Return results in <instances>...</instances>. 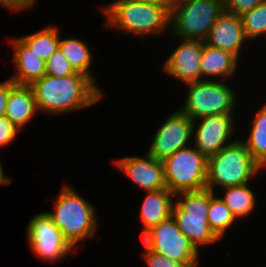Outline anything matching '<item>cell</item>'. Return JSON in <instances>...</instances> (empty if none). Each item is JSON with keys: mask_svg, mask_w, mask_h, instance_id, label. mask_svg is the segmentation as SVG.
Returning <instances> with one entry per match:
<instances>
[{"mask_svg": "<svg viewBox=\"0 0 266 267\" xmlns=\"http://www.w3.org/2000/svg\"><path fill=\"white\" fill-rule=\"evenodd\" d=\"M208 223L211 230L221 240L227 229L236 221L229 207L221 197L213 195L207 213Z\"/></svg>", "mask_w": 266, "mask_h": 267, "instance_id": "obj_24", "label": "cell"}, {"mask_svg": "<svg viewBox=\"0 0 266 267\" xmlns=\"http://www.w3.org/2000/svg\"><path fill=\"white\" fill-rule=\"evenodd\" d=\"M175 196L169 189L146 192V196L140 209V220L143 223V235L151 227L166 221L172 216V207Z\"/></svg>", "mask_w": 266, "mask_h": 267, "instance_id": "obj_17", "label": "cell"}, {"mask_svg": "<svg viewBox=\"0 0 266 267\" xmlns=\"http://www.w3.org/2000/svg\"><path fill=\"white\" fill-rule=\"evenodd\" d=\"M224 11L223 0H188L171 8L173 33L182 39L205 41Z\"/></svg>", "mask_w": 266, "mask_h": 267, "instance_id": "obj_6", "label": "cell"}, {"mask_svg": "<svg viewBox=\"0 0 266 267\" xmlns=\"http://www.w3.org/2000/svg\"><path fill=\"white\" fill-rule=\"evenodd\" d=\"M14 85L11 79L0 83V117L5 115L9 92Z\"/></svg>", "mask_w": 266, "mask_h": 267, "instance_id": "obj_30", "label": "cell"}, {"mask_svg": "<svg viewBox=\"0 0 266 267\" xmlns=\"http://www.w3.org/2000/svg\"><path fill=\"white\" fill-rule=\"evenodd\" d=\"M36 112L38 107L31 86L15 84L9 92L5 116L22 129Z\"/></svg>", "mask_w": 266, "mask_h": 267, "instance_id": "obj_18", "label": "cell"}, {"mask_svg": "<svg viewBox=\"0 0 266 267\" xmlns=\"http://www.w3.org/2000/svg\"><path fill=\"white\" fill-rule=\"evenodd\" d=\"M162 162L166 186L172 193L206 189L207 158L194 146L179 149Z\"/></svg>", "mask_w": 266, "mask_h": 267, "instance_id": "obj_7", "label": "cell"}, {"mask_svg": "<svg viewBox=\"0 0 266 267\" xmlns=\"http://www.w3.org/2000/svg\"><path fill=\"white\" fill-rule=\"evenodd\" d=\"M54 204L55 212H46L72 246L92 237L97 229L96 210L74 188L65 185Z\"/></svg>", "mask_w": 266, "mask_h": 267, "instance_id": "obj_3", "label": "cell"}, {"mask_svg": "<svg viewBox=\"0 0 266 267\" xmlns=\"http://www.w3.org/2000/svg\"><path fill=\"white\" fill-rule=\"evenodd\" d=\"M59 49L76 72L85 74L95 82L90 71L93 57L85 42L76 38L61 40L59 37Z\"/></svg>", "mask_w": 266, "mask_h": 267, "instance_id": "obj_20", "label": "cell"}, {"mask_svg": "<svg viewBox=\"0 0 266 267\" xmlns=\"http://www.w3.org/2000/svg\"><path fill=\"white\" fill-rule=\"evenodd\" d=\"M28 244L33 253L47 262L63 260L75 250L63 238L61 230L46 211L35 215L27 225Z\"/></svg>", "mask_w": 266, "mask_h": 267, "instance_id": "obj_10", "label": "cell"}, {"mask_svg": "<svg viewBox=\"0 0 266 267\" xmlns=\"http://www.w3.org/2000/svg\"><path fill=\"white\" fill-rule=\"evenodd\" d=\"M142 238L143 247L150 251L182 263L185 267H197L199 250L179 230L172 216L151 227Z\"/></svg>", "mask_w": 266, "mask_h": 267, "instance_id": "obj_9", "label": "cell"}, {"mask_svg": "<svg viewBox=\"0 0 266 267\" xmlns=\"http://www.w3.org/2000/svg\"><path fill=\"white\" fill-rule=\"evenodd\" d=\"M146 192L167 188L164 175V166L161 160H157L148 153L145 157L127 156L117 159L114 164Z\"/></svg>", "mask_w": 266, "mask_h": 267, "instance_id": "obj_14", "label": "cell"}, {"mask_svg": "<svg viewBox=\"0 0 266 267\" xmlns=\"http://www.w3.org/2000/svg\"><path fill=\"white\" fill-rule=\"evenodd\" d=\"M30 86L38 110L48 115L88 108L104 94L91 78L80 72L65 77L44 75Z\"/></svg>", "mask_w": 266, "mask_h": 267, "instance_id": "obj_1", "label": "cell"}, {"mask_svg": "<svg viewBox=\"0 0 266 267\" xmlns=\"http://www.w3.org/2000/svg\"><path fill=\"white\" fill-rule=\"evenodd\" d=\"M19 129L5 115L0 117V148L16 139Z\"/></svg>", "mask_w": 266, "mask_h": 267, "instance_id": "obj_29", "label": "cell"}, {"mask_svg": "<svg viewBox=\"0 0 266 267\" xmlns=\"http://www.w3.org/2000/svg\"><path fill=\"white\" fill-rule=\"evenodd\" d=\"M36 0H0V3L12 11H21L30 8L35 4Z\"/></svg>", "mask_w": 266, "mask_h": 267, "instance_id": "obj_31", "label": "cell"}, {"mask_svg": "<svg viewBox=\"0 0 266 267\" xmlns=\"http://www.w3.org/2000/svg\"><path fill=\"white\" fill-rule=\"evenodd\" d=\"M247 40L266 35V1L240 15Z\"/></svg>", "mask_w": 266, "mask_h": 267, "instance_id": "obj_25", "label": "cell"}, {"mask_svg": "<svg viewBox=\"0 0 266 267\" xmlns=\"http://www.w3.org/2000/svg\"><path fill=\"white\" fill-rule=\"evenodd\" d=\"M202 79L186 84L189 91L180 110L193 121L209 115L232 114L237 101L232 88L223 81Z\"/></svg>", "mask_w": 266, "mask_h": 267, "instance_id": "obj_8", "label": "cell"}, {"mask_svg": "<svg viewBox=\"0 0 266 267\" xmlns=\"http://www.w3.org/2000/svg\"><path fill=\"white\" fill-rule=\"evenodd\" d=\"M248 140H243L252 158L264 169L266 166V103L251 122Z\"/></svg>", "mask_w": 266, "mask_h": 267, "instance_id": "obj_21", "label": "cell"}, {"mask_svg": "<svg viewBox=\"0 0 266 267\" xmlns=\"http://www.w3.org/2000/svg\"><path fill=\"white\" fill-rule=\"evenodd\" d=\"M144 249L145 254L143 257L148 267H185L182 263L171 260L156 252H152L146 247H144Z\"/></svg>", "mask_w": 266, "mask_h": 267, "instance_id": "obj_28", "label": "cell"}, {"mask_svg": "<svg viewBox=\"0 0 266 267\" xmlns=\"http://www.w3.org/2000/svg\"><path fill=\"white\" fill-rule=\"evenodd\" d=\"M193 120L180 109L170 114L158 128L147 151L157 160L163 161L179 149L186 148L191 140Z\"/></svg>", "mask_w": 266, "mask_h": 267, "instance_id": "obj_11", "label": "cell"}, {"mask_svg": "<svg viewBox=\"0 0 266 267\" xmlns=\"http://www.w3.org/2000/svg\"><path fill=\"white\" fill-rule=\"evenodd\" d=\"M205 41L182 39L163 65L164 71L184 84L201 81V58Z\"/></svg>", "mask_w": 266, "mask_h": 267, "instance_id": "obj_13", "label": "cell"}, {"mask_svg": "<svg viewBox=\"0 0 266 267\" xmlns=\"http://www.w3.org/2000/svg\"><path fill=\"white\" fill-rule=\"evenodd\" d=\"M233 117V114L204 116L199 118L200 121L197 128L195 126V121H193V146L206 158H209L210 156L217 154L227 145L236 141L233 140L230 143H227L236 130V124Z\"/></svg>", "mask_w": 266, "mask_h": 267, "instance_id": "obj_12", "label": "cell"}, {"mask_svg": "<svg viewBox=\"0 0 266 267\" xmlns=\"http://www.w3.org/2000/svg\"><path fill=\"white\" fill-rule=\"evenodd\" d=\"M265 1L266 0H223L224 11L240 16Z\"/></svg>", "mask_w": 266, "mask_h": 267, "instance_id": "obj_27", "label": "cell"}, {"mask_svg": "<svg viewBox=\"0 0 266 267\" xmlns=\"http://www.w3.org/2000/svg\"><path fill=\"white\" fill-rule=\"evenodd\" d=\"M102 7L106 25L126 34L141 37L152 33L159 35L170 24L171 9L168 6L138 0H117Z\"/></svg>", "mask_w": 266, "mask_h": 267, "instance_id": "obj_2", "label": "cell"}, {"mask_svg": "<svg viewBox=\"0 0 266 267\" xmlns=\"http://www.w3.org/2000/svg\"><path fill=\"white\" fill-rule=\"evenodd\" d=\"M215 193L204 189L201 191L180 192L177 202L172 207V217L179 230L198 249L201 245L212 244L220 240L211 230L207 213L210 198Z\"/></svg>", "mask_w": 266, "mask_h": 267, "instance_id": "obj_5", "label": "cell"}, {"mask_svg": "<svg viewBox=\"0 0 266 267\" xmlns=\"http://www.w3.org/2000/svg\"><path fill=\"white\" fill-rule=\"evenodd\" d=\"M185 1H188V0H167V6L171 9L174 6H176L182 2H185Z\"/></svg>", "mask_w": 266, "mask_h": 267, "instance_id": "obj_34", "label": "cell"}, {"mask_svg": "<svg viewBox=\"0 0 266 267\" xmlns=\"http://www.w3.org/2000/svg\"><path fill=\"white\" fill-rule=\"evenodd\" d=\"M246 40L240 16L223 11L211 28L205 44L230 52L238 58Z\"/></svg>", "mask_w": 266, "mask_h": 267, "instance_id": "obj_15", "label": "cell"}, {"mask_svg": "<svg viewBox=\"0 0 266 267\" xmlns=\"http://www.w3.org/2000/svg\"><path fill=\"white\" fill-rule=\"evenodd\" d=\"M2 162H1V160H0V185H9V184H11V179L9 178V177H6L5 175H4V170H3V165L1 164Z\"/></svg>", "mask_w": 266, "mask_h": 267, "instance_id": "obj_32", "label": "cell"}, {"mask_svg": "<svg viewBox=\"0 0 266 267\" xmlns=\"http://www.w3.org/2000/svg\"><path fill=\"white\" fill-rule=\"evenodd\" d=\"M263 168L252 158L242 139L207 158L206 189L233 187L249 183Z\"/></svg>", "mask_w": 266, "mask_h": 267, "instance_id": "obj_4", "label": "cell"}, {"mask_svg": "<svg viewBox=\"0 0 266 267\" xmlns=\"http://www.w3.org/2000/svg\"><path fill=\"white\" fill-rule=\"evenodd\" d=\"M225 196L221 198L229 207L236 219L250 215L256 205V198L248 183L240 186L227 187Z\"/></svg>", "mask_w": 266, "mask_h": 267, "instance_id": "obj_22", "label": "cell"}, {"mask_svg": "<svg viewBox=\"0 0 266 267\" xmlns=\"http://www.w3.org/2000/svg\"><path fill=\"white\" fill-rule=\"evenodd\" d=\"M239 58L230 52L214 48L204 44L202 58H201V78L209 77H226L230 78L237 70Z\"/></svg>", "mask_w": 266, "mask_h": 267, "instance_id": "obj_19", "label": "cell"}, {"mask_svg": "<svg viewBox=\"0 0 266 267\" xmlns=\"http://www.w3.org/2000/svg\"><path fill=\"white\" fill-rule=\"evenodd\" d=\"M19 38L44 61L59 48V30L56 26H47L41 31Z\"/></svg>", "mask_w": 266, "mask_h": 267, "instance_id": "obj_23", "label": "cell"}, {"mask_svg": "<svg viewBox=\"0 0 266 267\" xmlns=\"http://www.w3.org/2000/svg\"><path fill=\"white\" fill-rule=\"evenodd\" d=\"M13 62L16 74L11 80L18 85H31L46 75L45 61L38 57L20 38H13Z\"/></svg>", "mask_w": 266, "mask_h": 267, "instance_id": "obj_16", "label": "cell"}, {"mask_svg": "<svg viewBox=\"0 0 266 267\" xmlns=\"http://www.w3.org/2000/svg\"><path fill=\"white\" fill-rule=\"evenodd\" d=\"M149 4L164 5L167 6V0H138Z\"/></svg>", "mask_w": 266, "mask_h": 267, "instance_id": "obj_33", "label": "cell"}, {"mask_svg": "<svg viewBox=\"0 0 266 267\" xmlns=\"http://www.w3.org/2000/svg\"><path fill=\"white\" fill-rule=\"evenodd\" d=\"M45 67L46 75L52 77H65L76 73L59 48L45 61Z\"/></svg>", "mask_w": 266, "mask_h": 267, "instance_id": "obj_26", "label": "cell"}]
</instances>
